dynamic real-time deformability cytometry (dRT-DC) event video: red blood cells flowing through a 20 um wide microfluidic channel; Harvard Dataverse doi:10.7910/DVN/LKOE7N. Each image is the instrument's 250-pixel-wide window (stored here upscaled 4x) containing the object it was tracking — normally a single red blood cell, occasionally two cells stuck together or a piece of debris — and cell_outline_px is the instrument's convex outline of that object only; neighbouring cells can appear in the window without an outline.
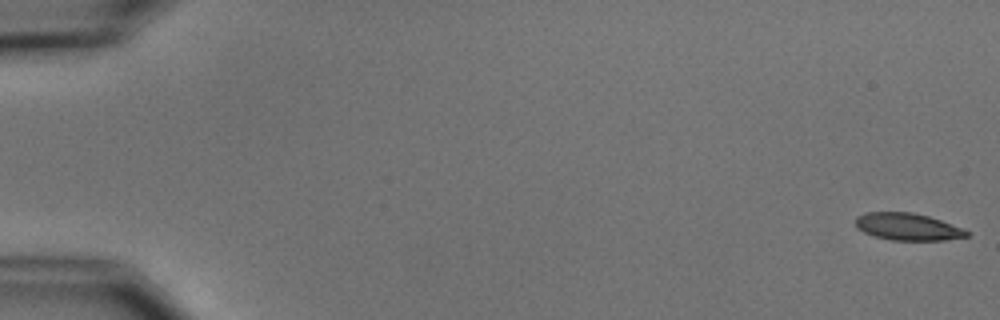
{"species": "common noctule bat (a hibernating species)", "species_latin": "Nyctalus noctula", "temperature_condition": "cold", "stored_images_in_passage": 6, "camera_frame_rate_fps": 3000, "um_per_image_px": 0.085, "animal": {"sex": "male", "body_mass_g": 15.6}, "frame": {"image": 1, "passage_image": 1, "time_ms": 0.0, "image_size_px": [1000, 320], "cell_outline_px": [[968, 236], [944, 240], [892, 240], [876, 236], [864, 232], [856, 228], [856, 216], [864, 212], [912, 212], [928, 216], [964, 228], [968, 232]], "centroid_in_image_um": [77.13, 19.26], "position_along_channel_um": 7.9, "area_um2": 17.51}}
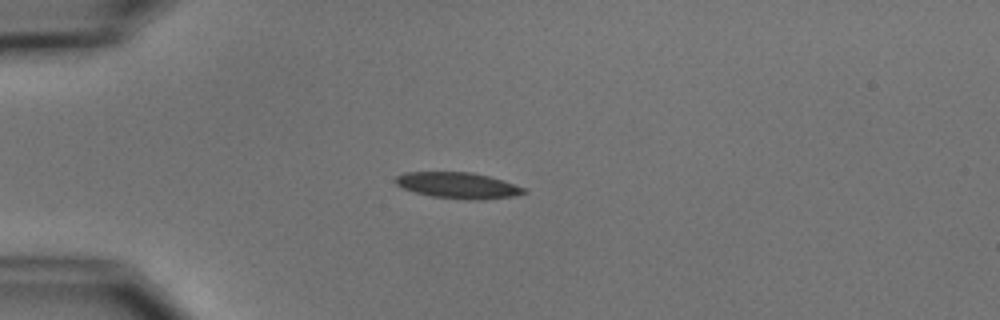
{"frame": {"image": 2, "passage_image": 5, "time_ms": 4.667, "image_size_px": [1000, 320], "cell_outline_px": [[528, 192], [512, 196], [484, 200], [472, 200], [432, 196], [416, 192], [404, 188], [396, 184], [392, 180], [396, 176], [404, 172], [472, 172], [488, 176], [524, 188]], "centroid_in_image_um": [38.89, 15.75], "position_along_channel_um": 46.1, "area_um2": 19.31}}